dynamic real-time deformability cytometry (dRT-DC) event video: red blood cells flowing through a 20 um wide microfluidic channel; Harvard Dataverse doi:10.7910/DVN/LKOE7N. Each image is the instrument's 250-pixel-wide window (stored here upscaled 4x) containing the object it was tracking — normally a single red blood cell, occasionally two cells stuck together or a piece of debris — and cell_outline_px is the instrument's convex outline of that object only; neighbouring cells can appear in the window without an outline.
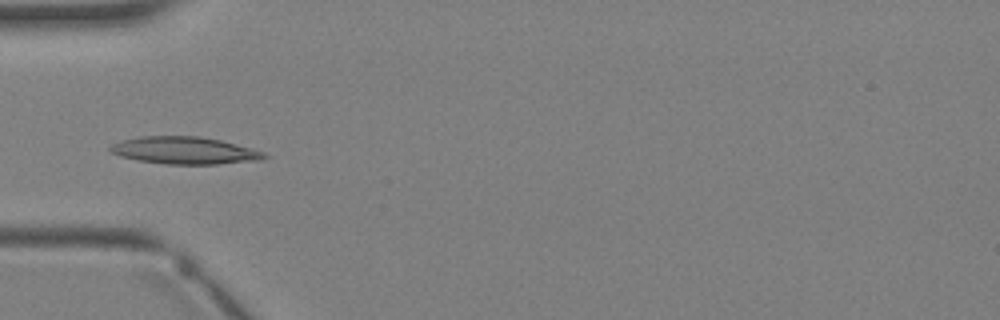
{"species": "Egyptian fruit bat (a non-hibernating species)", "species_latin": "Rousettus aegyptiacus", "temperature_condition": "warm", "stored_images_in_passage": 2, "camera_frame_rate_fps": 3000, "um_per_image_px": 0.085, "animal": {"sex": "female"}, "frame": {"image": 1, "passage_image": 2, "time_ms": 1.333, "image_size_px": [1000, 320], "cell_outline_px": [[268, 156], [260, 160], [220, 164], [164, 164], [140, 160], [120, 156], [112, 152], [108, 148], [112, 144], [120, 140], [140, 136], [200, 136], [220, 140], [252, 148], [264, 152]], "centroid_in_image_um": [15.69, 12.78], "position_along_channel_um": 69.3, "area_um2": 24.45}}